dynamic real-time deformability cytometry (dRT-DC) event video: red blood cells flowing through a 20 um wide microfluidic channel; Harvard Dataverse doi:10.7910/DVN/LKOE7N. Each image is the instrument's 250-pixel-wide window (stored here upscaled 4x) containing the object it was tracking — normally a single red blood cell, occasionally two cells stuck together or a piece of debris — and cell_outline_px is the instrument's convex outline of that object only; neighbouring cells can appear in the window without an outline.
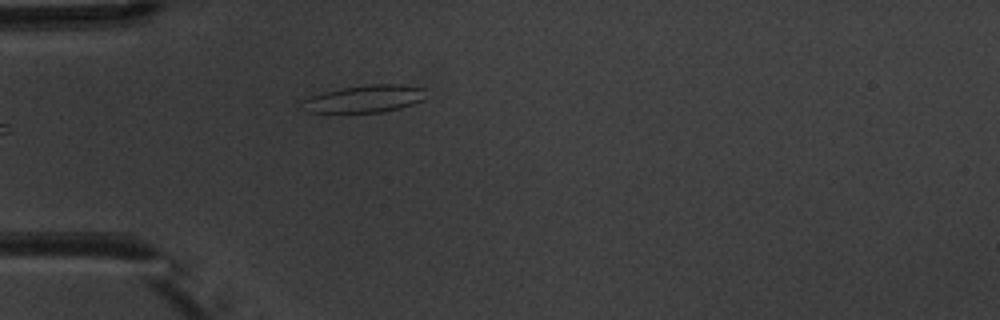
{"species": "common noctule bat (a hibernating species)", "species_latin": "Nyctalus noctula", "temperature_condition": "warm", "stored_images_in_passage": 4, "camera_frame_rate_fps": 3000, "um_per_image_px": 0.085, "animal": {"sex": "male", "body_mass_g": 20.1, "forearm_length_mm": 53.5}, "frame": {"image": 1, "passage_image": 4, "time_ms": 3.667, "image_size_px": [1000, 320], "cell_outline_px": [[424, 100], [400, 108], [380, 112], [308, 112], [300, 108], [304, 100], [312, 96], [324, 92], [344, 88], [368, 84], [400, 84], [424, 88]], "centroid_in_image_um": [31.0, 8.4], "position_along_channel_um": 54.0, "area_um2": 19.48}}